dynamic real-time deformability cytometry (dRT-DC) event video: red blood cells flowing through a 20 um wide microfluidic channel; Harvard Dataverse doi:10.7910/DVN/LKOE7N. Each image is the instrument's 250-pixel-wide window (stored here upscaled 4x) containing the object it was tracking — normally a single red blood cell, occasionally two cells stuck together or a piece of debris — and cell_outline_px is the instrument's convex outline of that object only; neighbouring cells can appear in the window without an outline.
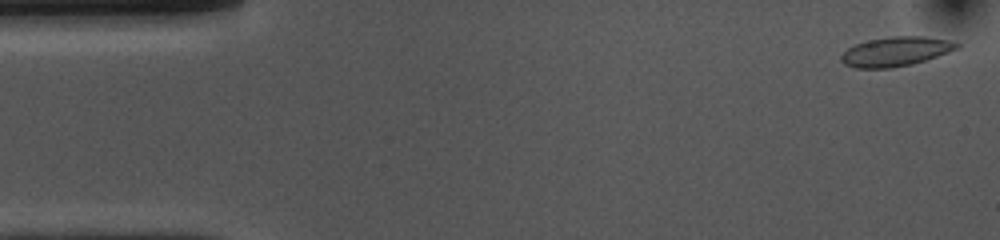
{"species": "common noctule bat (a hibernating species)", "species_latin": "Nyctalus noctula", "temperature_condition": "cold", "stored_images_in_passage": 52, "camera_frame_rate_fps": 3000, "um_per_image_px": 0.085, "animal": {"sex": "female", "body_mass_g": 10.0, "forearm_length_mm": 53.1}, "frame": {"image": 1, "passage_image": 1, "time_ms": 0.0, "image_size_px": [1000, 240], "cell_outline_px": [[960, 48], [912, 64], [892, 68], [856, 68], [844, 64], [840, 60], [840, 56], [848, 48], [856, 44], [868, 40], [892, 36], [924, 36], [948, 40], [960, 44]], "centroid_in_image_um": [76.12, 4.38], "position_along_channel_um": 8.9, "area_um2": 19.71}}
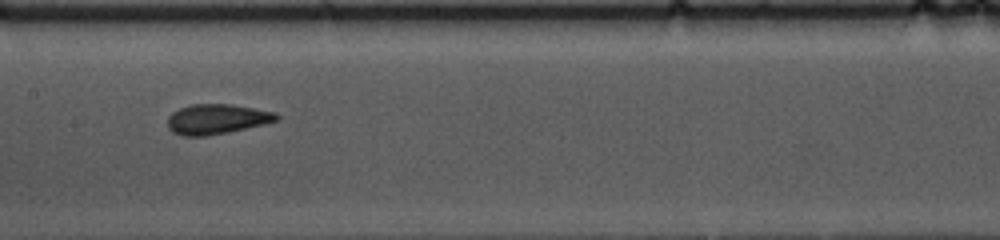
{"frame": {"image": 2, "passage_image": 24, "time_ms": 7.667, "image_size_px": [1000, 240], "cell_outline_px": [[280, 120], [228, 132], [204, 136], [184, 136], [172, 132], [168, 128], [168, 116], [172, 112], [180, 108], [192, 104], [232, 104], [276, 112], [280, 116]], "centroid_in_image_um": [18.43, 10.12], "position_along_channel_um": 189.0, "area_um2": 19.07}}
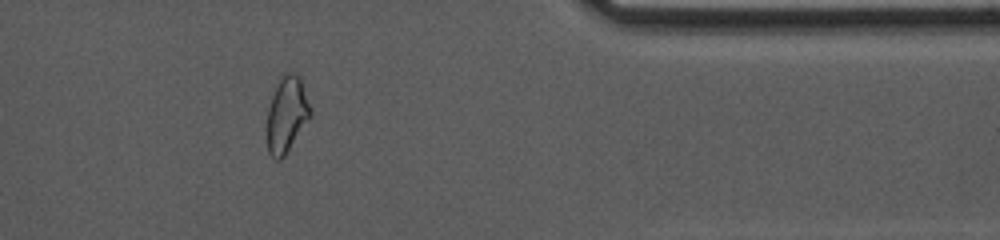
{"frame": {"image": 3, "passage_image": 42, "time_ms": 13.667, "image_size_px": [1000, 240], "cell_outline_px": [[312, 116], [284, 156], [280, 160], [276, 160], [268, 152], [264, 132], [268, 108], [272, 96], [280, 76], [284, 72], [292, 72], [300, 76], [312, 112]], "centroid_in_image_um": [24.34, 9.75], "position_along_channel_um": 387.1, "area_um2": 19.71}, "authors_computed_cell_mechanics": {"area_um2": 19.074, "velocity_mm_per_s": 3.7169, "shape_relaxation_time_tau1_ms": 6.6244, "shape_relaxation_time_tau2_ms": 2.1649, "deformation_change_tau1": 0.1223, "deformation_change_tau2": 0.0476}}